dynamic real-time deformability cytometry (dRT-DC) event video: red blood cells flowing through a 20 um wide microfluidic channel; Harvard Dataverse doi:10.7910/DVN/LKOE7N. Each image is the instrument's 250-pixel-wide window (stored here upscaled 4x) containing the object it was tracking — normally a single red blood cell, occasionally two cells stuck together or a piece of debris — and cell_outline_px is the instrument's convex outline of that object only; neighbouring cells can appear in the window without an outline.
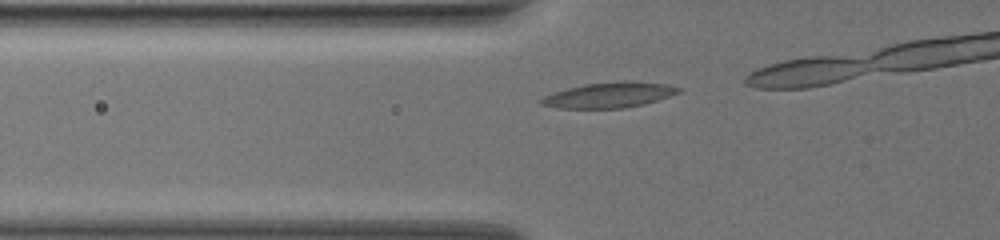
{"species": "common noctule bat (a hibernating species)", "species_latin": "Nyctalus noctula", "temperature_condition": "warm", "stored_images_in_passage": 9, "camera_frame_rate_fps": 3000, "um_per_image_px": 0.085, "animal": {"sex": "female", "body_mass_g": 19.5, "forearm_length_mm": 54.1}, "frame": {"image": 1, "passage_image": 4, "time_ms": 1.0, "image_size_px": [1000, 240], "cell_outline_px": [[684, 88], [680, 92], [644, 104], [624, 108], [560, 108], [540, 104], [536, 100], [552, 92], [584, 84], [624, 80], [632, 80], [668, 84]], "centroid_in_image_um": [51.78, 8.06], "position_along_channel_um": 74.0, "area_um2": 20.58}}
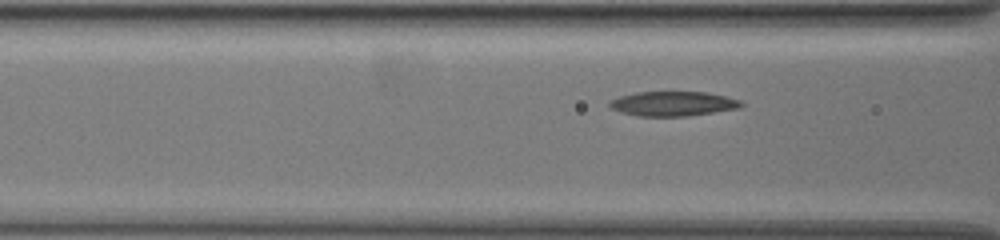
{"frame": {"image": 2, "passage_image": 7, "time_ms": 2.0, "image_size_px": [1000, 240], "cell_outline_px": [[744, 104], [740, 108], [688, 116], [636, 116], [620, 112], [612, 108], [608, 104], [608, 100], [620, 96], [636, 92], [708, 92], [740, 100]], "centroid_in_image_um": [57.18, 8.81], "position_along_channel_um": 109.4, "area_um2": 18.96}}